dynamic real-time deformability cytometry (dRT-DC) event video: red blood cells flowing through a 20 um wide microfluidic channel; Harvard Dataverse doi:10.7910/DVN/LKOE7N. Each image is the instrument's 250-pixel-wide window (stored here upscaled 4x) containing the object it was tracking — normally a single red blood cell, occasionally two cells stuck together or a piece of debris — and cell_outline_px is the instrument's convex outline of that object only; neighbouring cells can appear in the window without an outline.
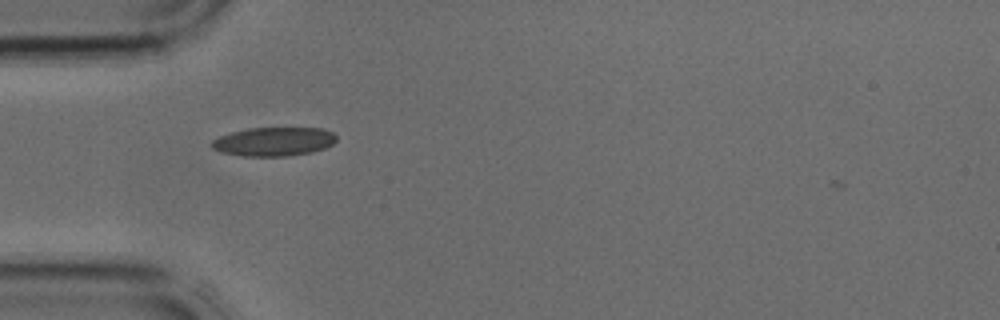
{"species": "common noctule bat (a hibernating species)", "species_latin": "Nyctalus noctula", "temperature_condition": "cold", "stored_images_in_passage": 2, "camera_frame_rate_fps": 3000, "um_per_image_px": 0.085, "animal": {"sex": "male", "body_mass_g": 17.9, "forearm_length_mm": 54.2}, "frame": {"image": 1, "passage_image": 1, "time_ms": 0.0, "image_size_px": [1000, 320], "cell_outline_px": [[336, 140], [332, 144], [324, 148], [312, 152], [288, 156], [244, 156], [220, 152], [212, 148], [212, 140], [220, 136], [232, 132], [248, 128], [324, 128], [332, 132], [336, 136]], "centroid_in_image_um": [23.28, 12.03], "position_along_channel_um": 61.7, "area_um2": 20.92}}